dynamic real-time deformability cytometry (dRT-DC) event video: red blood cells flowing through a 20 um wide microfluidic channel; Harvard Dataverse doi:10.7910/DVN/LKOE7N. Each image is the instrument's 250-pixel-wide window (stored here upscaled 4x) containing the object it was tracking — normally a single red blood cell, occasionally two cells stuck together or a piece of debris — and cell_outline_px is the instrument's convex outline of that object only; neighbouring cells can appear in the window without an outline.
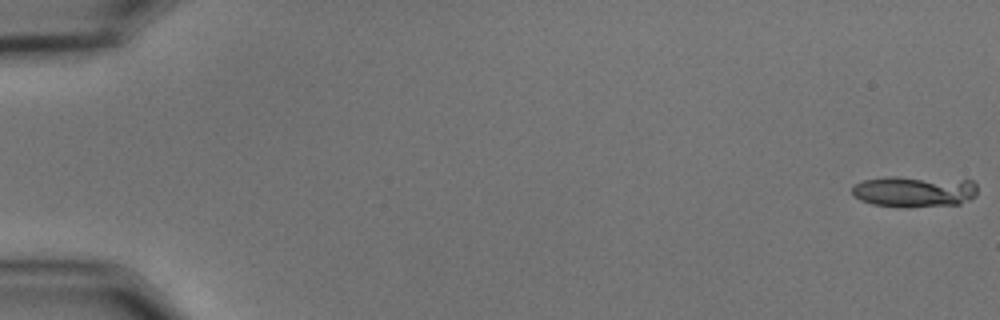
{"species": "common noctule bat (a hibernating species)", "species_latin": "Nyctalus noctula", "temperature_condition": "cold", "stored_images_in_passage": 3, "camera_frame_rate_fps": 3000, "um_per_image_px": 0.085, "animal": {"sex": "male", "body_mass_g": 15.6}, "frame": {"image": 1, "passage_image": 1, "time_ms": 0.0, "image_size_px": [1000, 320], "cell_outline_px": [[976, 196], [960, 204], [872, 204], [860, 200], [852, 192], [852, 184], [864, 180], [884, 176], [896, 176], [972, 180], [976, 184]], "centroid_in_image_um": [77.71, 16.2], "position_along_channel_um": 7.3, "area_um2": 21.91}}